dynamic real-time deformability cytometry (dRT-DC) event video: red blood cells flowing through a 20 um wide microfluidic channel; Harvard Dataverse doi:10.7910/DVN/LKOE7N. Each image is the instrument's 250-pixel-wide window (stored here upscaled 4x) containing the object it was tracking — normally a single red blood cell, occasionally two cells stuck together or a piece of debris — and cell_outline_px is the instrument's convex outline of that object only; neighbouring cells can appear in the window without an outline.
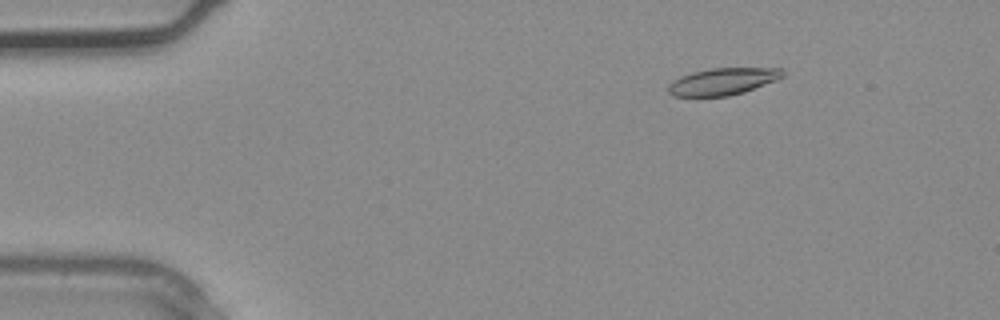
{"species": "common noctule bat (a hibernating species)", "species_latin": "Nyctalus noctula", "temperature_condition": "warm", "stored_images_in_passage": 2, "camera_frame_rate_fps": 3000, "um_per_image_px": 0.085, "animal": {"sex": "male", "body_mass_g": 20.4}, "frame": {"image": 1, "passage_image": 1, "time_ms": 0.0, "image_size_px": [1000, 320], "cell_outline_px": [[784, 76], [776, 80], [744, 92], [728, 96], [672, 96], [668, 92], [668, 84], [672, 80], [680, 76], [692, 72], [712, 68], [784, 68]], "centroid_in_image_um": [61.42, 6.92], "position_along_channel_um": 23.6, "area_um2": 18.03}}